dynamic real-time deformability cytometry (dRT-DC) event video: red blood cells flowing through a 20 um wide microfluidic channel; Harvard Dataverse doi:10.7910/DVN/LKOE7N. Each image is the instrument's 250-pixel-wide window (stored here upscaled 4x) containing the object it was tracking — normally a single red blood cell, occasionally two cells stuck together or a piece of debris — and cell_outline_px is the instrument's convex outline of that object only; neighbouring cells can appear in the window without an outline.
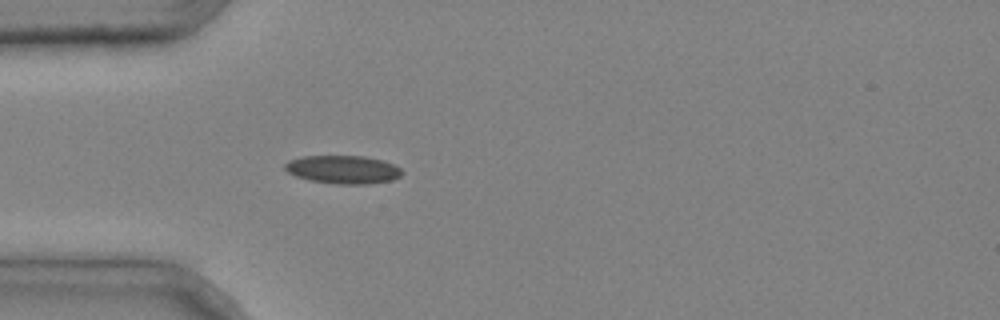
{"species": "common noctule bat (a hibernating species)", "species_latin": "Nyctalus noctula", "temperature_condition": "cold", "stored_images_in_passage": 2, "camera_frame_rate_fps": 3000, "um_per_image_px": 0.085, "animal": {"sex": "male", "body_mass_g": 20.4}, "frame": {"image": 1, "passage_image": 2, "time_ms": 0.333, "image_size_px": [1000, 320], "cell_outline_px": [[404, 172], [400, 176], [392, 180], [368, 184], [336, 184], [308, 180], [296, 176], [288, 172], [284, 168], [284, 164], [288, 160], [304, 156], [364, 156], [384, 160], [400, 168]], "centroid_in_image_um": [29.16, 14.41], "position_along_channel_um": 55.8, "area_um2": 19.36}}